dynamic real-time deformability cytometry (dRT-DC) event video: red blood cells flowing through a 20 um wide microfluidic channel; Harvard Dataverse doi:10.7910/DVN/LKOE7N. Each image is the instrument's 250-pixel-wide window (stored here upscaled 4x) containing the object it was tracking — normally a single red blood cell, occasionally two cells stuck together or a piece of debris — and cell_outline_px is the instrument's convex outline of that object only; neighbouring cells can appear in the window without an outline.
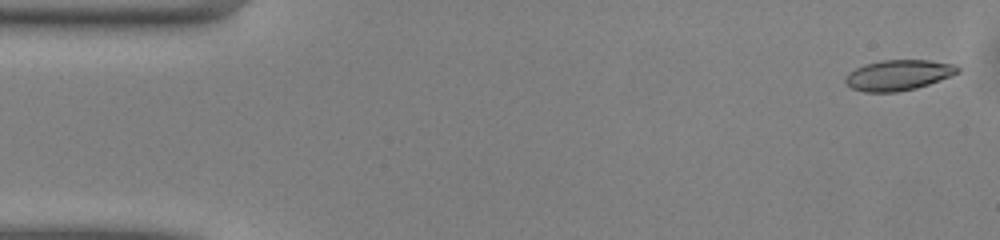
{"species": "common noctule bat (a hibernating species)", "species_latin": "Nyctalus noctula", "temperature_condition": "warm", "stored_images_in_passage": 49, "camera_frame_rate_fps": 3000, "um_per_image_px": 0.085, "animal": {"sex": "male", "body_mass_g": 13.0, "forearm_length_mm": 53.1}, "frame": {"image": 1, "passage_image": 1, "time_ms": 0.0, "image_size_px": [1000, 240], "cell_outline_px": [[960, 72], [928, 84], [916, 88], [896, 92], [864, 92], [852, 88], [844, 80], [848, 72], [864, 64], [880, 60], [928, 60], [956, 64], [960, 68]], "centroid_in_image_um": [76.36, 6.37], "position_along_channel_um": 8.6, "area_um2": 19.94}}
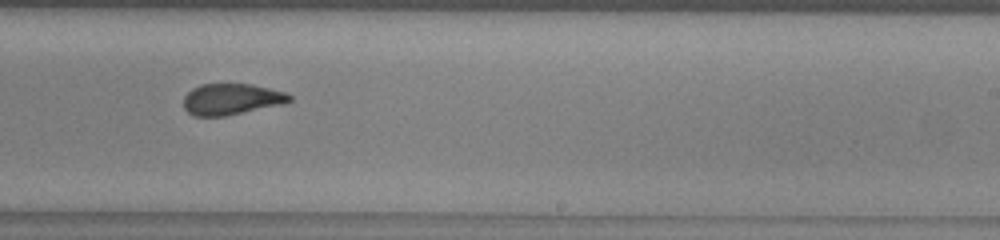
{"frame": {"image": 2, "passage_image": 29, "time_ms": 9.333, "image_size_px": [1000, 240], "cell_outline_px": [[292, 100], [280, 104], [224, 116], [196, 116], [188, 112], [184, 108], [184, 96], [192, 88], [200, 84], [252, 84], [284, 92], [292, 96]], "centroid_in_image_um": [19.63, 8.42], "position_along_channel_um": 269.4, "area_um2": 18.96}}
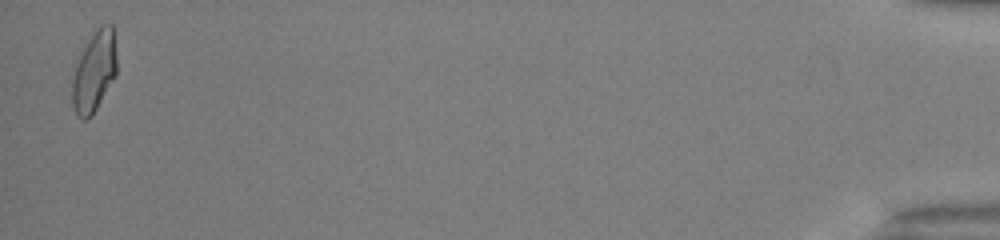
{"frame": {"image": 3, "passage_image": 48, "time_ms": 15.667, "image_size_px": [1000, 240], "cell_outline_px": [[116, 72], [92, 116], [88, 120], [80, 120], [76, 116], [72, 104], [72, 80], [76, 64], [92, 32], [100, 24], [112, 24], [116, 56]], "centroid_in_image_um": [7.98, 6.1], "position_along_channel_um": 427.2, "area_um2": 20.75}}